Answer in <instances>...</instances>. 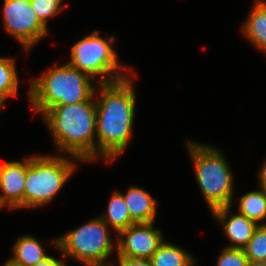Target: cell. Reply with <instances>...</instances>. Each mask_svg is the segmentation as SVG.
Wrapping results in <instances>:
<instances>
[{
    "label": "cell",
    "instance_id": "6da1fadb",
    "mask_svg": "<svg viewBox=\"0 0 266 266\" xmlns=\"http://www.w3.org/2000/svg\"><path fill=\"white\" fill-rule=\"evenodd\" d=\"M132 73L118 81L98 83L95 90L96 159L100 156L107 163L124 153L133 134L136 94L131 77L137 76Z\"/></svg>",
    "mask_w": 266,
    "mask_h": 266
},
{
    "label": "cell",
    "instance_id": "7a4b0ae2",
    "mask_svg": "<svg viewBox=\"0 0 266 266\" xmlns=\"http://www.w3.org/2000/svg\"><path fill=\"white\" fill-rule=\"evenodd\" d=\"M96 97L71 105H55L42 116L57 149L80 161L96 160Z\"/></svg>",
    "mask_w": 266,
    "mask_h": 266
},
{
    "label": "cell",
    "instance_id": "3957f363",
    "mask_svg": "<svg viewBox=\"0 0 266 266\" xmlns=\"http://www.w3.org/2000/svg\"><path fill=\"white\" fill-rule=\"evenodd\" d=\"M31 80L28 96L35 113L43 115L55 105H71L89 100L94 94V78L68 63L53 66ZM92 80H91V79ZM94 84H93V83Z\"/></svg>",
    "mask_w": 266,
    "mask_h": 266
},
{
    "label": "cell",
    "instance_id": "277c9868",
    "mask_svg": "<svg viewBox=\"0 0 266 266\" xmlns=\"http://www.w3.org/2000/svg\"><path fill=\"white\" fill-rule=\"evenodd\" d=\"M187 142L196 180L210 211L232 206L234 178L225 156L216 147Z\"/></svg>",
    "mask_w": 266,
    "mask_h": 266
},
{
    "label": "cell",
    "instance_id": "5b68a950",
    "mask_svg": "<svg viewBox=\"0 0 266 266\" xmlns=\"http://www.w3.org/2000/svg\"><path fill=\"white\" fill-rule=\"evenodd\" d=\"M75 169V163L64 156H28L23 208H41L50 203Z\"/></svg>",
    "mask_w": 266,
    "mask_h": 266
},
{
    "label": "cell",
    "instance_id": "8992f818",
    "mask_svg": "<svg viewBox=\"0 0 266 266\" xmlns=\"http://www.w3.org/2000/svg\"><path fill=\"white\" fill-rule=\"evenodd\" d=\"M63 256L77 259L85 266H111L107 263L114 246L109 235V226L101 219L95 218L86 224L69 231L51 242Z\"/></svg>",
    "mask_w": 266,
    "mask_h": 266
},
{
    "label": "cell",
    "instance_id": "52a82bcc",
    "mask_svg": "<svg viewBox=\"0 0 266 266\" xmlns=\"http://www.w3.org/2000/svg\"><path fill=\"white\" fill-rule=\"evenodd\" d=\"M115 37L103 39L98 31L76 42L71 50V59L68 64L73 68L88 73L98 83H111L129 75L120 71L126 70L117 59L113 50ZM122 69V70H121ZM98 77V78H97ZM99 80V81H98Z\"/></svg>",
    "mask_w": 266,
    "mask_h": 266
},
{
    "label": "cell",
    "instance_id": "ba28073f",
    "mask_svg": "<svg viewBox=\"0 0 266 266\" xmlns=\"http://www.w3.org/2000/svg\"><path fill=\"white\" fill-rule=\"evenodd\" d=\"M3 21L6 32L22 44L26 51L48 34L38 19L30 0H4Z\"/></svg>",
    "mask_w": 266,
    "mask_h": 266
},
{
    "label": "cell",
    "instance_id": "9c48e42d",
    "mask_svg": "<svg viewBox=\"0 0 266 266\" xmlns=\"http://www.w3.org/2000/svg\"><path fill=\"white\" fill-rule=\"evenodd\" d=\"M154 222L135 223L117 234V256L150 259L164 242L162 232Z\"/></svg>",
    "mask_w": 266,
    "mask_h": 266
},
{
    "label": "cell",
    "instance_id": "30bf717a",
    "mask_svg": "<svg viewBox=\"0 0 266 266\" xmlns=\"http://www.w3.org/2000/svg\"><path fill=\"white\" fill-rule=\"evenodd\" d=\"M28 158L21 161H10L0 165V208H23L26 170Z\"/></svg>",
    "mask_w": 266,
    "mask_h": 266
},
{
    "label": "cell",
    "instance_id": "8fae6325",
    "mask_svg": "<svg viewBox=\"0 0 266 266\" xmlns=\"http://www.w3.org/2000/svg\"><path fill=\"white\" fill-rule=\"evenodd\" d=\"M231 208V205L220 207L212 210L211 213L223 226L225 236L231 241V244L226 247L244 249L259 225L241 213L232 214Z\"/></svg>",
    "mask_w": 266,
    "mask_h": 266
},
{
    "label": "cell",
    "instance_id": "7c38bea8",
    "mask_svg": "<svg viewBox=\"0 0 266 266\" xmlns=\"http://www.w3.org/2000/svg\"><path fill=\"white\" fill-rule=\"evenodd\" d=\"M131 219L135 223L155 222L157 206H159L148 191L137 186H131L127 192L122 193Z\"/></svg>",
    "mask_w": 266,
    "mask_h": 266
},
{
    "label": "cell",
    "instance_id": "4fadbf2b",
    "mask_svg": "<svg viewBox=\"0 0 266 266\" xmlns=\"http://www.w3.org/2000/svg\"><path fill=\"white\" fill-rule=\"evenodd\" d=\"M242 32L249 42L266 53V2L256 0L244 22Z\"/></svg>",
    "mask_w": 266,
    "mask_h": 266
},
{
    "label": "cell",
    "instance_id": "5bb4252c",
    "mask_svg": "<svg viewBox=\"0 0 266 266\" xmlns=\"http://www.w3.org/2000/svg\"><path fill=\"white\" fill-rule=\"evenodd\" d=\"M12 258L10 260L20 266H33L43 261L48 256L39 241L31 235L20 236L13 245Z\"/></svg>",
    "mask_w": 266,
    "mask_h": 266
},
{
    "label": "cell",
    "instance_id": "9a60e30c",
    "mask_svg": "<svg viewBox=\"0 0 266 266\" xmlns=\"http://www.w3.org/2000/svg\"><path fill=\"white\" fill-rule=\"evenodd\" d=\"M107 213L100 216L101 219L111 228L116 234L121 230L127 229L135 224L131 219L127 205L121 192L115 191L108 202Z\"/></svg>",
    "mask_w": 266,
    "mask_h": 266
},
{
    "label": "cell",
    "instance_id": "2e32d148",
    "mask_svg": "<svg viewBox=\"0 0 266 266\" xmlns=\"http://www.w3.org/2000/svg\"><path fill=\"white\" fill-rule=\"evenodd\" d=\"M152 266H193L196 260L178 245L163 242L150 258Z\"/></svg>",
    "mask_w": 266,
    "mask_h": 266
},
{
    "label": "cell",
    "instance_id": "e0dca14e",
    "mask_svg": "<svg viewBox=\"0 0 266 266\" xmlns=\"http://www.w3.org/2000/svg\"><path fill=\"white\" fill-rule=\"evenodd\" d=\"M238 212L258 225H266V190L260 188L258 191L242 195L239 199Z\"/></svg>",
    "mask_w": 266,
    "mask_h": 266
},
{
    "label": "cell",
    "instance_id": "ac0fdd59",
    "mask_svg": "<svg viewBox=\"0 0 266 266\" xmlns=\"http://www.w3.org/2000/svg\"><path fill=\"white\" fill-rule=\"evenodd\" d=\"M15 59L0 57V99L5 102L8 97L17 96L19 79Z\"/></svg>",
    "mask_w": 266,
    "mask_h": 266
},
{
    "label": "cell",
    "instance_id": "d6986e66",
    "mask_svg": "<svg viewBox=\"0 0 266 266\" xmlns=\"http://www.w3.org/2000/svg\"><path fill=\"white\" fill-rule=\"evenodd\" d=\"M249 261H266V225H259L244 248Z\"/></svg>",
    "mask_w": 266,
    "mask_h": 266
},
{
    "label": "cell",
    "instance_id": "ffe728a7",
    "mask_svg": "<svg viewBox=\"0 0 266 266\" xmlns=\"http://www.w3.org/2000/svg\"><path fill=\"white\" fill-rule=\"evenodd\" d=\"M63 0H30L40 22L47 28L49 18L55 16L65 8L62 6Z\"/></svg>",
    "mask_w": 266,
    "mask_h": 266
},
{
    "label": "cell",
    "instance_id": "44dd1931",
    "mask_svg": "<svg viewBox=\"0 0 266 266\" xmlns=\"http://www.w3.org/2000/svg\"><path fill=\"white\" fill-rule=\"evenodd\" d=\"M248 261L244 249L225 247L218 257L217 266H246Z\"/></svg>",
    "mask_w": 266,
    "mask_h": 266
},
{
    "label": "cell",
    "instance_id": "7402d4cb",
    "mask_svg": "<svg viewBox=\"0 0 266 266\" xmlns=\"http://www.w3.org/2000/svg\"><path fill=\"white\" fill-rule=\"evenodd\" d=\"M119 266H152L150 259L117 256Z\"/></svg>",
    "mask_w": 266,
    "mask_h": 266
},
{
    "label": "cell",
    "instance_id": "603a6c76",
    "mask_svg": "<svg viewBox=\"0 0 266 266\" xmlns=\"http://www.w3.org/2000/svg\"><path fill=\"white\" fill-rule=\"evenodd\" d=\"M65 262H66L65 260L55 259L53 256L50 255L43 261L38 262L33 266H67Z\"/></svg>",
    "mask_w": 266,
    "mask_h": 266
},
{
    "label": "cell",
    "instance_id": "cb8c5ba5",
    "mask_svg": "<svg viewBox=\"0 0 266 266\" xmlns=\"http://www.w3.org/2000/svg\"><path fill=\"white\" fill-rule=\"evenodd\" d=\"M259 187L266 190V160L262 167L259 169Z\"/></svg>",
    "mask_w": 266,
    "mask_h": 266
},
{
    "label": "cell",
    "instance_id": "d4e9b609",
    "mask_svg": "<svg viewBox=\"0 0 266 266\" xmlns=\"http://www.w3.org/2000/svg\"><path fill=\"white\" fill-rule=\"evenodd\" d=\"M246 266H266V261H248Z\"/></svg>",
    "mask_w": 266,
    "mask_h": 266
},
{
    "label": "cell",
    "instance_id": "484cf974",
    "mask_svg": "<svg viewBox=\"0 0 266 266\" xmlns=\"http://www.w3.org/2000/svg\"><path fill=\"white\" fill-rule=\"evenodd\" d=\"M3 266H20V265L14 264L10 259H8V260L3 264Z\"/></svg>",
    "mask_w": 266,
    "mask_h": 266
},
{
    "label": "cell",
    "instance_id": "4316f807",
    "mask_svg": "<svg viewBox=\"0 0 266 266\" xmlns=\"http://www.w3.org/2000/svg\"><path fill=\"white\" fill-rule=\"evenodd\" d=\"M3 104H4V102L0 99V110H1V108L5 107V105H3Z\"/></svg>",
    "mask_w": 266,
    "mask_h": 266
}]
</instances>
